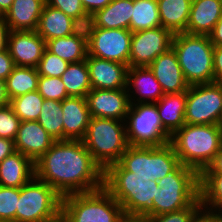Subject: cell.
Wrapping results in <instances>:
<instances>
[{
  "instance_id": "5bb4252c",
  "label": "cell",
  "mask_w": 222,
  "mask_h": 222,
  "mask_svg": "<svg viewBox=\"0 0 222 222\" xmlns=\"http://www.w3.org/2000/svg\"><path fill=\"white\" fill-rule=\"evenodd\" d=\"M46 48L45 40L37 31H9L7 50L15 66L37 68Z\"/></svg>"
},
{
  "instance_id": "b9f144b4",
  "label": "cell",
  "mask_w": 222,
  "mask_h": 222,
  "mask_svg": "<svg viewBox=\"0 0 222 222\" xmlns=\"http://www.w3.org/2000/svg\"><path fill=\"white\" fill-rule=\"evenodd\" d=\"M46 4L73 18L85 12L81 0H46Z\"/></svg>"
},
{
  "instance_id": "9f6ffc18",
  "label": "cell",
  "mask_w": 222,
  "mask_h": 222,
  "mask_svg": "<svg viewBox=\"0 0 222 222\" xmlns=\"http://www.w3.org/2000/svg\"><path fill=\"white\" fill-rule=\"evenodd\" d=\"M218 126L221 128V130H222V113H221V115H220V119H219V121H218Z\"/></svg>"
},
{
  "instance_id": "f1b7e54d",
  "label": "cell",
  "mask_w": 222,
  "mask_h": 222,
  "mask_svg": "<svg viewBox=\"0 0 222 222\" xmlns=\"http://www.w3.org/2000/svg\"><path fill=\"white\" fill-rule=\"evenodd\" d=\"M61 79L68 96L85 97L92 89L86 60L69 63Z\"/></svg>"
},
{
  "instance_id": "8d00e7d4",
  "label": "cell",
  "mask_w": 222,
  "mask_h": 222,
  "mask_svg": "<svg viewBox=\"0 0 222 222\" xmlns=\"http://www.w3.org/2000/svg\"><path fill=\"white\" fill-rule=\"evenodd\" d=\"M96 30V16L94 12H87L73 17L71 35L88 44Z\"/></svg>"
},
{
  "instance_id": "7c38bea8",
  "label": "cell",
  "mask_w": 222,
  "mask_h": 222,
  "mask_svg": "<svg viewBox=\"0 0 222 222\" xmlns=\"http://www.w3.org/2000/svg\"><path fill=\"white\" fill-rule=\"evenodd\" d=\"M132 32L128 29H104L96 27L91 41L87 44L88 55L116 61L129 67Z\"/></svg>"
},
{
  "instance_id": "6f0895ef",
  "label": "cell",
  "mask_w": 222,
  "mask_h": 222,
  "mask_svg": "<svg viewBox=\"0 0 222 222\" xmlns=\"http://www.w3.org/2000/svg\"><path fill=\"white\" fill-rule=\"evenodd\" d=\"M217 218H218V222H222V215L221 214H216Z\"/></svg>"
},
{
  "instance_id": "2e32d148",
  "label": "cell",
  "mask_w": 222,
  "mask_h": 222,
  "mask_svg": "<svg viewBox=\"0 0 222 222\" xmlns=\"http://www.w3.org/2000/svg\"><path fill=\"white\" fill-rule=\"evenodd\" d=\"M55 141L38 121H21L14 144L17 152L35 163Z\"/></svg>"
},
{
  "instance_id": "74e56055",
  "label": "cell",
  "mask_w": 222,
  "mask_h": 222,
  "mask_svg": "<svg viewBox=\"0 0 222 222\" xmlns=\"http://www.w3.org/2000/svg\"><path fill=\"white\" fill-rule=\"evenodd\" d=\"M37 91L44 99H52L62 102L69 97L61 77L39 75Z\"/></svg>"
},
{
  "instance_id": "ffe728a7",
  "label": "cell",
  "mask_w": 222,
  "mask_h": 222,
  "mask_svg": "<svg viewBox=\"0 0 222 222\" xmlns=\"http://www.w3.org/2000/svg\"><path fill=\"white\" fill-rule=\"evenodd\" d=\"M46 0H14L3 16L9 31H35Z\"/></svg>"
},
{
  "instance_id": "ac0fdd59",
  "label": "cell",
  "mask_w": 222,
  "mask_h": 222,
  "mask_svg": "<svg viewBox=\"0 0 222 222\" xmlns=\"http://www.w3.org/2000/svg\"><path fill=\"white\" fill-rule=\"evenodd\" d=\"M63 140H83L91 115L85 97L69 96L61 102Z\"/></svg>"
},
{
  "instance_id": "f546056e",
  "label": "cell",
  "mask_w": 222,
  "mask_h": 222,
  "mask_svg": "<svg viewBox=\"0 0 222 222\" xmlns=\"http://www.w3.org/2000/svg\"><path fill=\"white\" fill-rule=\"evenodd\" d=\"M46 48L68 63L86 60L88 55L87 44L73 35L50 39L46 42Z\"/></svg>"
},
{
  "instance_id": "ab89813d",
  "label": "cell",
  "mask_w": 222,
  "mask_h": 222,
  "mask_svg": "<svg viewBox=\"0 0 222 222\" xmlns=\"http://www.w3.org/2000/svg\"><path fill=\"white\" fill-rule=\"evenodd\" d=\"M202 201L199 197L189 207L171 213L149 217V222H192L194 218L200 214Z\"/></svg>"
},
{
  "instance_id": "5b68a950",
  "label": "cell",
  "mask_w": 222,
  "mask_h": 222,
  "mask_svg": "<svg viewBox=\"0 0 222 222\" xmlns=\"http://www.w3.org/2000/svg\"><path fill=\"white\" fill-rule=\"evenodd\" d=\"M118 122L115 119L91 117L82 140L103 171L109 165L118 163L129 146L126 128Z\"/></svg>"
},
{
  "instance_id": "cb8c5ba5",
  "label": "cell",
  "mask_w": 222,
  "mask_h": 222,
  "mask_svg": "<svg viewBox=\"0 0 222 222\" xmlns=\"http://www.w3.org/2000/svg\"><path fill=\"white\" fill-rule=\"evenodd\" d=\"M161 26L173 35L186 32L192 0H157Z\"/></svg>"
},
{
  "instance_id": "1f68e13d",
  "label": "cell",
  "mask_w": 222,
  "mask_h": 222,
  "mask_svg": "<svg viewBox=\"0 0 222 222\" xmlns=\"http://www.w3.org/2000/svg\"><path fill=\"white\" fill-rule=\"evenodd\" d=\"M62 115L60 101L44 99L37 121L56 141L63 140Z\"/></svg>"
},
{
  "instance_id": "ba28073f",
  "label": "cell",
  "mask_w": 222,
  "mask_h": 222,
  "mask_svg": "<svg viewBox=\"0 0 222 222\" xmlns=\"http://www.w3.org/2000/svg\"><path fill=\"white\" fill-rule=\"evenodd\" d=\"M62 196L36 176L20 187L16 222H50L61 216Z\"/></svg>"
},
{
  "instance_id": "d6986e66",
  "label": "cell",
  "mask_w": 222,
  "mask_h": 222,
  "mask_svg": "<svg viewBox=\"0 0 222 222\" xmlns=\"http://www.w3.org/2000/svg\"><path fill=\"white\" fill-rule=\"evenodd\" d=\"M143 183L142 178L127 171L119 162L104 170L103 187L122 207L134 197L137 188Z\"/></svg>"
},
{
  "instance_id": "e575fe53",
  "label": "cell",
  "mask_w": 222,
  "mask_h": 222,
  "mask_svg": "<svg viewBox=\"0 0 222 222\" xmlns=\"http://www.w3.org/2000/svg\"><path fill=\"white\" fill-rule=\"evenodd\" d=\"M200 198L204 208H222V173L200 174Z\"/></svg>"
},
{
  "instance_id": "8992f818",
  "label": "cell",
  "mask_w": 222,
  "mask_h": 222,
  "mask_svg": "<svg viewBox=\"0 0 222 222\" xmlns=\"http://www.w3.org/2000/svg\"><path fill=\"white\" fill-rule=\"evenodd\" d=\"M61 215L67 222H118L124 211L102 187L63 197Z\"/></svg>"
},
{
  "instance_id": "7a4b0ae2",
  "label": "cell",
  "mask_w": 222,
  "mask_h": 222,
  "mask_svg": "<svg viewBox=\"0 0 222 222\" xmlns=\"http://www.w3.org/2000/svg\"><path fill=\"white\" fill-rule=\"evenodd\" d=\"M180 164L201 174L214 160L222 144L218 125L184 124L170 139Z\"/></svg>"
},
{
  "instance_id": "603a6c76",
  "label": "cell",
  "mask_w": 222,
  "mask_h": 222,
  "mask_svg": "<svg viewBox=\"0 0 222 222\" xmlns=\"http://www.w3.org/2000/svg\"><path fill=\"white\" fill-rule=\"evenodd\" d=\"M157 103L161 124L172 136L185 124L186 91L164 94Z\"/></svg>"
},
{
  "instance_id": "db71d44e",
  "label": "cell",
  "mask_w": 222,
  "mask_h": 222,
  "mask_svg": "<svg viewBox=\"0 0 222 222\" xmlns=\"http://www.w3.org/2000/svg\"><path fill=\"white\" fill-rule=\"evenodd\" d=\"M14 0H0V14L2 16L10 9Z\"/></svg>"
},
{
  "instance_id": "6da1fadb",
  "label": "cell",
  "mask_w": 222,
  "mask_h": 222,
  "mask_svg": "<svg viewBox=\"0 0 222 222\" xmlns=\"http://www.w3.org/2000/svg\"><path fill=\"white\" fill-rule=\"evenodd\" d=\"M102 168L81 140H58L35 162V176L62 197L103 187Z\"/></svg>"
},
{
  "instance_id": "30bf717a",
  "label": "cell",
  "mask_w": 222,
  "mask_h": 222,
  "mask_svg": "<svg viewBox=\"0 0 222 222\" xmlns=\"http://www.w3.org/2000/svg\"><path fill=\"white\" fill-rule=\"evenodd\" d=\"M222 113V85H190L186 91L185 124L218 125Z\"/></svg>"
},
{
  "instance_id": "ee69618b",
  "label": "cell",
  "mask_w": 222,
  "mask_h": 222,
  "mask_svg": "<svg viewBox=\"0 0 222 222\" xmlns=\"http://www.w3.org/2000/svg\"><path fill=\"white\" fill-rule=\"evenodd\" d=\"M213 70V82L222 85V46H214Z\"/></svg>"
},
{
  "instance_id": "8fae6325",
  "label": "cell",
  "mask_w": 222,
  "mask_h": 222,
  "mask_svg": "<svg viewBox=\"0 0 222 222\" xmlns=\"http://www.w3.org/2000/svg\"><path fill=\"white\" fill-rule=\"evenodd\" d=\"M173 34L162 26L132 33L129 67L149 66L171 48Z\"/></svg>"
},
{
  "instance_id": "d590c367",
  "label": "cell",
  "mask_w": 222,
  "mask_h": 222,
  "mask_svg": "<svg viewBox=\"0 0 222 222\" xmlns=\"http://www.w3.org/2000/svg\"><path fill=\"white\" fill-rule=\"evenodd\" d=\"M20 188L0 186V222H16Z\"/></svg>"
},
{
  "instance_id": "3957f363",
  "label": "cell",
  "mask_w": 222,
  "mask_h": 222,
  "mask_svg": "<svg viewBox=\"0 0 222 222\" xmlns=\"http://www.w3.org/2000/svg\"><path fill=\"white\" fill-rule=\"evenodd\" d=\"M171 47L176 53L184 78L189 85L212 83L213 51L209 35L174 34Z\"/></svg>"
},
{
  "instance_id": "f6af8a7d",
  "label": "cell",
  "mask_w": 222,
  "mask_h": 222,
  "mask_svg": "<svg viewBox=\"0 0 222 222\" xmlns=\"http://www.w3.org/2000/svg\"><path fill=\"white\" fill-rule=\"evenodd\" d=\"M14 152H16L14 141L0 137V163L4 158L12 155Z\"/></svg>"
},
{
  "instance_id": "f907efd6",
  "label": "cell",
  "mask_w": 222,
  "mask_h": 222,
  "mask_svg": "<svg viewBox=\"0 0 222 222\" xmlns=\"http://www.w3.org/2000/svg\"><path fill=\"white\" fill-rule=\"evenodd\" d=\"M192 222H218L216 214L212 211L198 214Z\"/></svg>"
},
{
  "instance_id": "4dcf8cb0",
  "label": "cell",
  "mask_w": 222,
  "mask_h": 222,
  "mask_svg": "<svg viewBox=\"0 0 222 222\" xmlns=\"http://www.w3.org/2000/svg\"><path fill=\"white\" fill-rule=\"evenodd\" d=\"M161 26L157 0H133L129 30L138 32Z\"/></svg>"
},
{
  "instance_id": "f5cc1de1",
  "label": "cell",
  "mask_w": 222,
  "mask_h": 222,
  "mask_svg": "<svg viewBox=\"0 0 222 222\" xmlns=\"http://www.w3.org/2000/svg\"><path fill=\"white\" fill-rule=\"evenodd\" d=\"M10 104V100L6 93L5 80L0 78V107Z\"/></svg>"
},
{
  "instance_id": "836d02e7",
  "label": "cell",
  "mask_w": 222,
  "mask_h": 222,
  "mask_svg": "<svg viewBox=\"0 0 222 222\" xmlns=\"http://www.w3.org/2000/svg\"><path fill=\"white\" fill-rule=\"evenodd\" d=\"M43 101L44 98L36 90L11 99L10 105L21 121H37Z\"/></svg>"
},
{
  "instance_id": "7402d4cb",
  "label": "cell",
  "mask_w": 222,
  "mask_h": 222,
  "mask_svg": "<svg viewBox=\"0 0 222 222\" xmlns=\"http://www.w3.org/2000/svg\"><path fill=\"white\" fill-rule=\"evenodd\" d=\"M35 176V163L20 152L0 163V186L20 188Z\"/></svg>"
},
{
  "instance_id": "484cf974",
  "label": "cell",
  "mask_w": 222,
  "mask_h": 222,
  "mask_svg": "<svg viewBox=\"0 0 222 222\" xmlns=\"http://www.w3.org/2000/svg\"><path fill=\"white\" fill-rule=\"evenodd\" d=\"M71 25V17L45 4L36 31L47 42L50 39L71 35Z\"/></svg>"
},
{
  "instance_id": "7bdbcfd3",
  "label": "cell",
  "mask_w": 222,
  "mask_h": 222,
  "mask_svg": "<svg viewBox=\"0 0 222 222\" xmlns=\"http://www.w3.org/2000/svg\"><path fill=\"white\" fill-rule=\"evenodd\" d=\"M15 67L14 60L8 50L0 52V78L6 79Z\"/></svg>"
},
{
  "instance_id": "e0dca14e",
  "label": "cell",
  "mask_w": 222,
  "mask_h": 222,
  "mask_svg": "<svg viewBox=\"0 0 222 222\" xmlns=\"http://www.w3.org/2000/svg\"><path fill=\"white\" fill-rule=\"evenodd\" d=\"M164 94L185 92L189 84L184 78L173 48L159 55L149 66Z\"/></svg>"
},
{
  "instance_id": "d4e9b609",
  "label": "cell",
  "mask_w": 222,
  "mask_h": 222,
  "mask_svg": "<svg viewBox=\"0 0 222 222\" xmlns=\"http://www.w3.org/2000/svg\"><path fill=\"white\" fill-rule=\"evenodd\" d=\"M132 8L133 0H112L95 12L96 27L129 30Z\"/></svg>"
},
{
  "instance_id": "7dc6e473",
  "label": "cell",
  "mask_w": 222,
  "mask_h": 222,
  "mask_svg": "<svg viewBox=\"0 0 222 222\" xmlns=\"http://www.w3.org/2000/svg\"><path fill=\"white\" fill-rule=\"evenodd\" d=\"M202 173H222V144L213 162Z\"/></svg>"
},
{
  "instance_id": "9a60e30c",
  "label": "cell",
  "mask_w": 222,
  "mask_h": 222,
  "mask_svg": "<svg viewBox=\"0 0 222 222\" xmlns=\"http://www.w3.org/2000/svg\"><path fill=\"white\" fill-rule=\"evenodd\" d=\"M92 89L118 90L127 87L128 65L99 59L90 55L86 57Z\"/></svg>"
},
{
  "instance_id": "11a10c76",
  "label": "cell",
  "mask_w": 222,
  "mask_h": 222,
  "mask_svg": "<svg viewBox=\"0 0 222 222\" xmlns=\"http://www.w3.org/2000/svg\"><path fill=\"white\" fill-rule=\"evenodd\" d=\"M50 222H67L63 217L62 215L59 216L57 219L53 220V221H50Z\"/></svg>"
},
{
  "instance_id": "52a82bcc",
  "label": "cell",
  "mask_w": 222,
  "mask_h": 222,
  "mask_svg": "<svg viewBox=\"0 0 222 222\" xmlns=\"http://www.w3.org/2000/svg\"><path fill=\"white\" fill-rule=\"evenodd\" d=\"M119 163L144 181H158L180 165L170 142L162 146L129 145Z\"/></svg>"
},
{
  "instance_id": "681fc988",
  "label": "cell",
  "mask_w": 222,
  "mask_h": 222,
  "mask_svg": "<svg viewBox=\"0 0 222 222\" xmlns=\"http://www.w3.org/2000/svg\"><path fill=\"white\" fill-rule=\"evenodd\" d=\"M9 34L8 25L4 17H0V52L7 49V38Z\"/></svg>"
},
{
  "instance_id": "83f0119b",
  "label": "cell",
  "mask_w": 222,
  "mask_h": 222,
  "mask_svg": "<svg viewBox=\"0 0 222 222\" xmlns=\"http://www.w3.org/2000/svg\"><path fill=\"white\" fill-rule=\"evenodd\" d=\"M132 85L138 94L156 102L164 95L160 83L148 66L128 68L127 87Z\"/></svg>"
},
{
  "instance_id": "4316f807",
  "label": "cell",
  "mask_w": 222,
  "mask_h": 222,
  "mask_svg": "<svg viewBox=\"0 0 222 222\" xmlns=\"http://www.w3.org/2000/svg\"><path fill=\"white\" fill-rule=\"evenodd\" d=\"M38 70L34 67L15 66L5 79L6 93L9 100L37 90Z\"/></svg>"
},
{
  "instance_id": "d6a6232c",
  "label": "cell",
  "mask_w": 222,
  "mask_h": 222,
  "mask_svg": "<svg viewBox=\"0 0 222 222\" xmlns=\"http://www.w3.org/2000/svg\"><path fill=\"white\" fill-rule=\"evenodd\" d=\"M158 188L157 181H144L137 188L134 197L123 207L124 214L152 217V202Z\"/></svg>"
},
{
  "instance_id": "f35d334b",
  "label": "cell",
  "mask_w": 222,
  "mask_h": 222,
  "mask_svg": "<svg viewBox=\"0 0 222 222\" xmlns=\"http://www.w3.org/2000/svg\"><path fill=\"white\" fill-rule=\"evenodd\" d=\"M69 63L45 48L37 66L38 74L47 77H61Z\"/></svg>"
},
{
  "instance_id": "277c9868",
  "label": "cell",
  "mask_w": 222,
  "mask_h": 222,
  "mask_svg": "<svg viewBox=\"0 0 222 222\" xmlns=\"http://www.w3.org/2000/svg\"><path fill=\"white\" fill-rule=\"evenodd\" d=\"M157 183L152 217L185 209L200 197V174L182 164Z\"/></svg>"
},
{
  "instance_id": "816d5d0a",
  "label": "cell",
  "mask_w": 222,
  "mask_h": 222,
  "mask_svg": "<svg viewBox=\"0 0 222 222\" xmlns=\"http://www.w3.org/2000/svg\"><path fill=\"white\" fill-rule=\"evenodd\" d=\"M118 222H149V216L124 214Z\"/></svg>"
},
{
  "instance_id": "60d3db41",
  "label": "cell",
  "mask_w": 222,
  "mask_h": 222,
  "mask_svg": "<svg viewBox=\"0 0 222 222\" xmlns=\"http://www.w3.org/2000/svg\"><path fill=\"white\" fill-rule=\"evenodd\" d=\"M20 118L10 104L0 107V137L15 139L20 125Z\"/></svg>"
},
{
  "instance_id": "44dd1931",
  "label": "cell",
  "mask_w": 222,
  "mask_h": 222,
  "mask_svg": "<svg viewBox=\"0 0 222 222\" xmlns=\"http://www.w3.org/2000/svg\"><path fill=\"white\" fill-rule=\"evenodd\" d=\"M222 17V0H192L186 33L209 35Z\"/></svg>"
},
{
  "instance_id": "4fadbf2b",
  "label": "cell",
  "mask_w": 222,
  "mask_h": 222,
  "mask_svg": "<svg viewBox=\"0 0 222 222\" xmlns=\"http://www.w3.org/2000/svg\"><path fill=\"white\" fill-rule=\"evenodd\" d=\"M129 90L91 89L85 96L91 117L126 121L131 102Z\"/></svg>"
},
{
  "instance_id": "bcb514c9",
  "label": "cell",
  "mask_w": 222,
  "mask_h": 222,
  "mask_svg": "<svg viewBox=\"0 0 222 222\" xmlns=\"http://www.w3.org/2000/svg\"><path fill=\"white\" fill-rule=\"evenodd\" d=\"M112 0H81L83 8L87 12H96L107 6Z\"/></svg>"
},
{
  "instance_id": "c3c4849f",
  "label": "cell",
  "mask_w": 222,
  "mask_h": 222,
  "mask_svg": "<svg viewBox=\"0 0 222 222\" xmlns=\"http://www.w3.org/2000/svg\"><path fill=\"white\" fill-rule=\"evenodd\" d=\"M211 43L214 46H222V17L218 20L214 29L209 34Z\"/></svg>"
},
{
  "instance_id": "9c48e42d",
  "label": "cell",
  "mask_w": 222,
  "mask_h": 222,
  "mask_svg": "<svg viewBox=\"0 0 222 222\" xmlns=\"http://www.w3.org/2000/svg\"><path fill=\"white\" fill-rule=\"evenodd\" d=\"M140 97L137 104L130 102L127 117L129 126L126 136L132 146H162L170 142L171 135L163 128L156 102H144ZM134 104V105H133ZM134 106V107H133ZM130 116V117H129Z\"/></svg>"
}]
</instances>
